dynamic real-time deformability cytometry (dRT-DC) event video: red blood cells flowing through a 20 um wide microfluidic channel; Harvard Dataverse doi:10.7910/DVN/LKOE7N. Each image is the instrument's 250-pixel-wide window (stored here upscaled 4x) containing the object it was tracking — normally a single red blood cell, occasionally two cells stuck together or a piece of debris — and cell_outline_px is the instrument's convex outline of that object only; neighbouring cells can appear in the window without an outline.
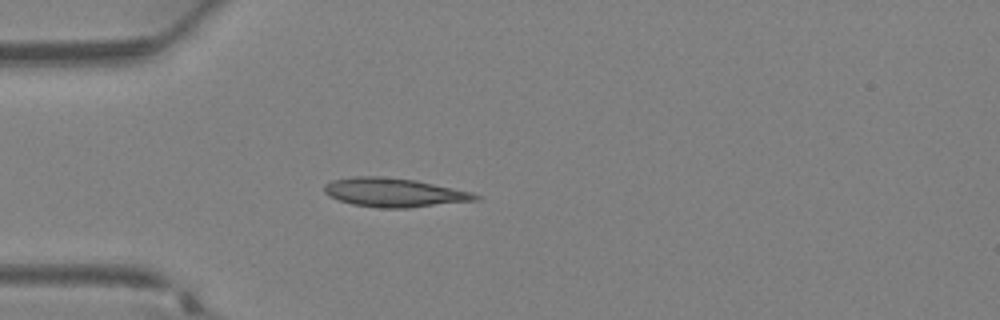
{"species": "Egyptian fruit bat (a non-hibernating species)", "species_latin": "Rousettus aegyptiacus", "temperature_condition": "warm", "stored_images_in_passage": 27, "camera_frame_rate_fps": 3000, "um_per_image_px": 0.085, "animal": {"sex": "female"}, "frame": {"image": 1, "passage_image": 1, "time_ms": 0.0, "image_size_px": [1000, 320], "cell_outline_px": [[480, 200], [408, 208], [380, 208], [352, 204], [328, 196], [324, 192], [324, 184], [332, 180], [352, 176], [380, 176], [416, 180], [472, 192], [480, 196]], "centroid_in_image_um": [33.49, 16.36], "position_along_channel_um": 51.5, "area_um2": 25.55}}
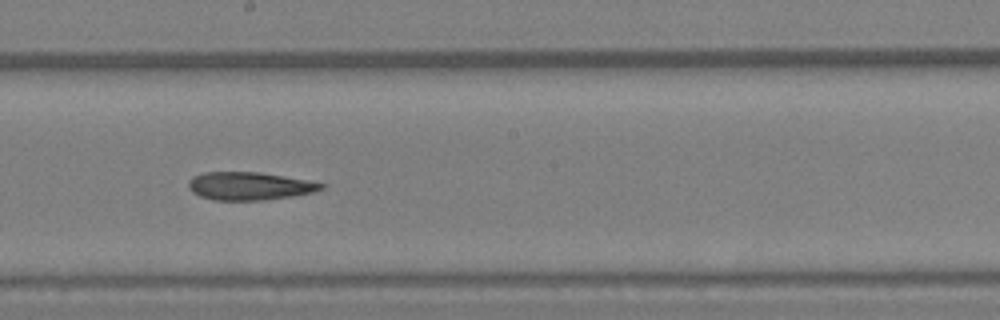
{"frame": {"image": 2, "passage_image": 11, "time_ms": 3.333, "image_size_px": [1000, 320], "cell_outline_px": [[328, 184], [324, 188], [312, 192], [292, 196], [264, 200], [212, 200], [200, 196], [192, 192], [188, 184], [188, 180], [192, 176], [204, 172], [260, 172]], "centroid_in_image_um": [21.18, 15.81], "position_along_channel_um": 227.0, "area_um2": 21.62}}
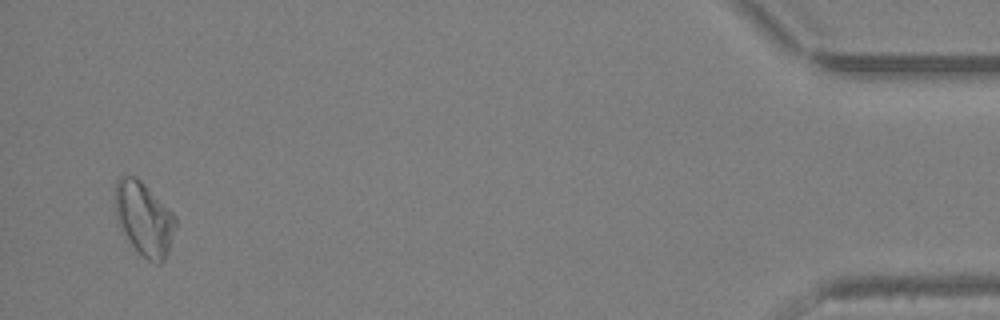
{"frame": {"image": 3, "passage_image": 26, "time_ms": 8.333, "image_size_px": [1000, 320], "cell_outline_px": [[176, 224], [168, 252], [164, 260], [160, 264], [156, 264], [148, 260], [132, 244], [116, 220], [116, 180], [120, 176], [136, 176], [176, 216]], "centroid_in_image_um": [12.26, 18.59], "position_along_channel_um": 422.9, "area_um2": 25.32}}